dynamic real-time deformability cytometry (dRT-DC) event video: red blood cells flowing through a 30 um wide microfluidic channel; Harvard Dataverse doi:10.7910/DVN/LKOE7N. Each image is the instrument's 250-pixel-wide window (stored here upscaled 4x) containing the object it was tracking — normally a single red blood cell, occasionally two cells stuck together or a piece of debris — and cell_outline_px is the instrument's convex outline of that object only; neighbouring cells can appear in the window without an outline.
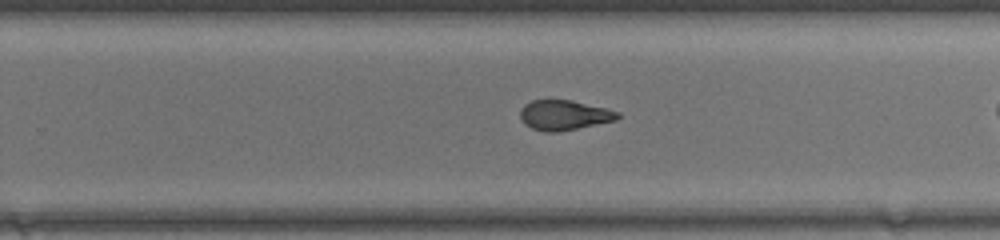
{"species": "common noctule bat (a hibernating species)", "species_latin": "Nyctalus noctula", "temperature_condition": "warm", "stored_images_in_passage": 19, "camera_frame_rate_fps": 3000, "um_per_image_px": 0.085, "animal": {"sex": "female", "body_mass_g": 17.0, "forearm_length_mm": 48.0}, "frame": {"image": 1, "passage_image": 16, "time_ms": 5.0, "image_size_px": [1000, 240], "cell_outline_px": [[620, 116], [616, 120], [556, 132], [544, 132], [532, 128], [524, 124], [520, 120], [520, 108], [524, 104], [532, 100], [572, 100], [620, 112]], "centroid_in_image_um": [47.9, 9.78], "position_along_channel_um": 281.9, "area_um2": 16.94}}